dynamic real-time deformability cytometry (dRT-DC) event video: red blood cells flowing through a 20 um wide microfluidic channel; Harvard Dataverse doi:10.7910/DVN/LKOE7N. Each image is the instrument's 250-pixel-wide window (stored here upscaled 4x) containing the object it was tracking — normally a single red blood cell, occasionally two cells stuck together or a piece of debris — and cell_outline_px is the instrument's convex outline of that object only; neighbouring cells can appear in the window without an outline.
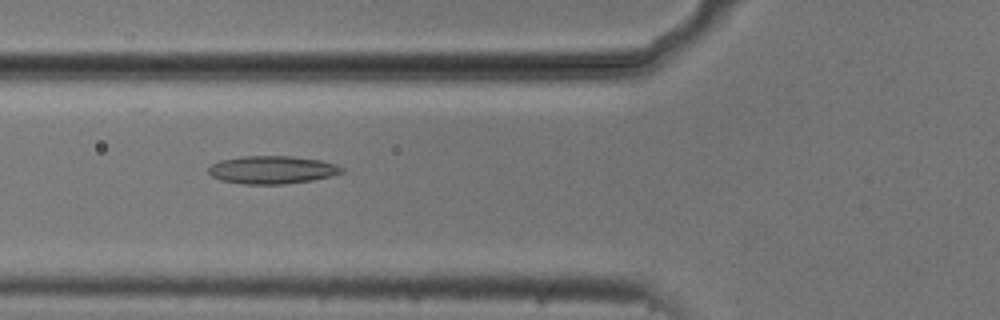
{"species": "common noctule bat (a hibernating species)", "species_latin": "Nyctalus noctula", "temperature_condition": "cold", "stored_images_in_passage": 38, "camera_frame_rate_fps": 3000, "um_per_image_px": 0.085, "animal": {"sex": "male", "body_mass_g": 20.5, "forearm_length_mm": 52.5}, "frame": {"image": 1, "passage_image": 4, "time_ms": 1.0, "image_size_px": [1000, 320], "cell_outline_px": [[344, 172], [332, 176], [312, 180], [284, 184], [240, 184], [220, 180], [212, 176], [208, 172], [208, 168], [212, 164], [220, 160], [240, 156], [292, 156], [320, 160], [336, 164], [344, 168]], "centroid_in_image_um": [23.13, 14.43], "position_along_channel_um": 102.7, "area_um2": 21.85}}
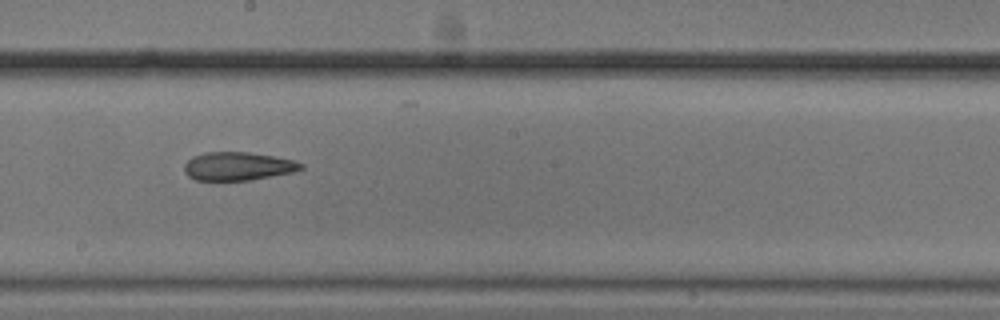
{"frame": {"image": 2, "passage_image": 14, "time_ms": 4.333, "image_size_px": [1000, 320], "cell_outline_px": [[304, 168], [292, 172], [252, 180], [196, 180], [188, 176], [184, 172], [184, 164], [192, 156], [204, 152], [248, 152], [272, 156], [292, 160], [304, 164]], "centroid_in_image_um": [20.19, 14.13], "position_along_channel_um": 228.0, "area_um2": 19.25}}
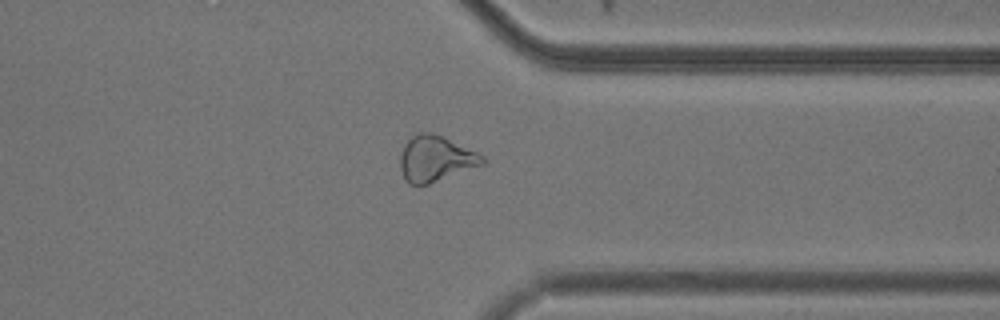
{"frame": {"image": 3, "passage_image": 26, "time_ms": 8.333, "image_size_px": [1000, 320], "cell_outline_px": [[484, 164], [428, 184], [408, 184], [404, 180], [400, 168], [400, 152], [404, 144], [416, 132], [432, 132], [444, 136], [484, 156]], "centroid_in_image_um": [36.98, 13.47], "position_along_channel_um": 374.4, "area_um2": 21.96}, "authors_computed_cell_mechanics": {"area_um2": 20.9236, "velocity_mm_per_s": 3.7396, "shape_relaxation_time_tau1_ms": null, "shape_relaxation_time_tau2_ms": 7.613, "deformation_change_tau1": null, "deformation_change_tau2": 0.1884}}